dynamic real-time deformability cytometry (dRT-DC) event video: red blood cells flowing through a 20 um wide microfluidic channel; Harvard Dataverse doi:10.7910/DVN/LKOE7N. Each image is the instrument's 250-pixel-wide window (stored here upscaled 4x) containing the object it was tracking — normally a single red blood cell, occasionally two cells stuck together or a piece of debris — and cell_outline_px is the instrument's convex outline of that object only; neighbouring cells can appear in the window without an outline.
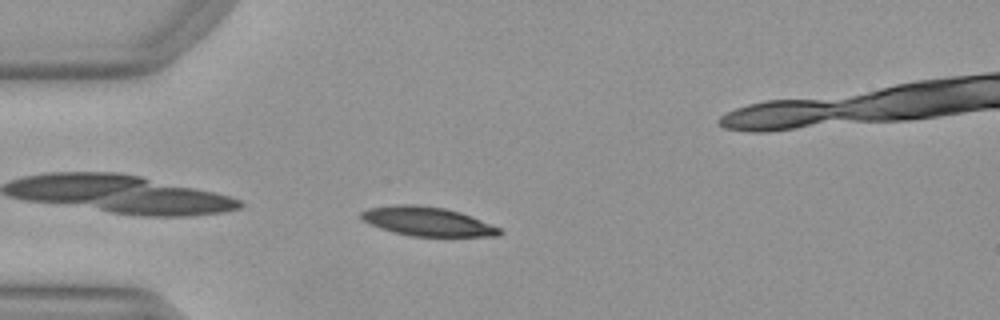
{"species": "Egyptian fruit bat (a non-hibernating species)", "species_latin": "Rousettus aegyptiacus", "temperature_condition": "warm", "stored_images_in_passage": 40, "camera_frame_rate_fps": 3000, "um_per_image_px": 0.085, "animal": {"sex": "female"}, "frame": {"image": 1, "passage_image": 2, "time_ms": 0.333, "image_size_px": [1000, 320], "cell_outline_px": [[504, 232], [496, 236], [412, 236], [392, 232], [368, 224], [360, 216], [360, 212], [368, 208], [396, 204], [420, 204], [444, 208], [460, 212], [472, 216], [500, 228]], "centroid_in_image_um": [36.3, 18.81], "position_along_channel_um": 48.7, "area_um2": 23.52}}
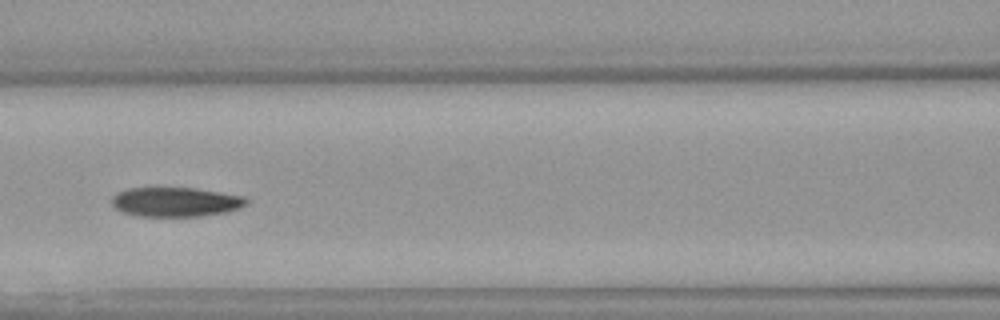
{"frame": {"image": 2, "passage_image": 11, "time_ms": 3.333, "image_size_px": [1000, 320], "cell_outline_px": [[248, 204], [240, 208], [224, 212], [200, 216], [136, 216], [124, 212], [116, 208], [112, 204], [112, 196], [116, 192], [128, 188], [196, 188], [244, 196], [248, 200]], "centroid_in_image_um": [14.93, 17.16], "position_along_channel_um": 151.7, "area_um2": 23.06}}
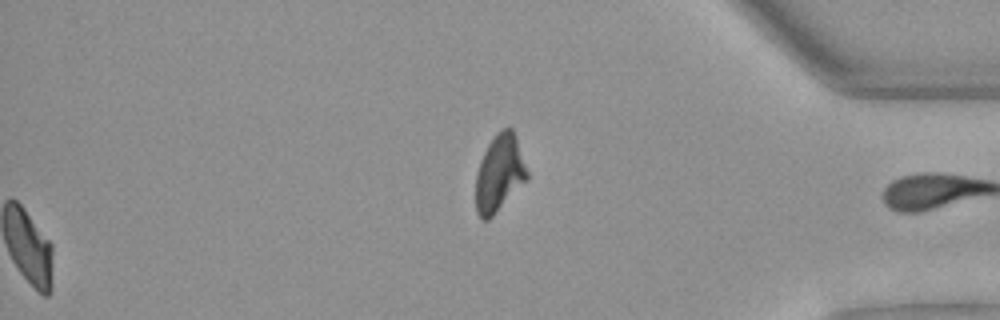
{"frame": {"image": 3, "passage_image": 40, "time_ms": 13.0, "image_size_px": [1000, 320], "cell_outline_px": [[528, 180], [488, 220], [480, 220], [476, 212], [476, 172], [480, 160], [488, 144], [496, 132], [504, 128], [512, 128], [516, 136], [528, 172]], "centroid_in_image_um": [42.44, 14.74], "position_along_channel_um": 392.8, "area_um2": 23.12}, "authors_computed_cell_mechanics": {"area_um2": 23.6691, "velocity_mm_per_s": 3.9519, "shape_relaxation_time_tau1_ms": 4.0722, "shape_relaxation_time_tau2_ms": 3.6681, "deformation_change_tau1": 0.1463, "deformation_change_tau2": 0.0895}}